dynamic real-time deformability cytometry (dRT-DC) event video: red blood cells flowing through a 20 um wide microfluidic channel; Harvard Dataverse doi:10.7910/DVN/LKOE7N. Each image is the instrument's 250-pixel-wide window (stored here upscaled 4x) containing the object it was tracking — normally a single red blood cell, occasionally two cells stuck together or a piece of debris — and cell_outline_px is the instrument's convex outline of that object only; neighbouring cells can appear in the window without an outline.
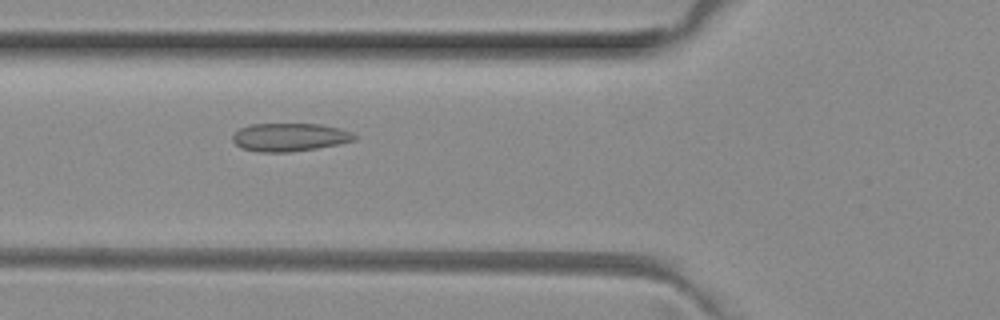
{"species": "common noctule bat (a hibernating species)", "species_latin": "Nyctalus noctula", "temperature_condition": "room temperature", "stored_images_in_passage": 3, "camera_frame_rate_fps": 3000, "um_per_image_px": 0.085, "animal": {"sex": "female", "body_mass_g": 29.2, "forearm_length_mm": 56.3}, "frame": {"image": 1, "passage_image": 3, "time_ms": 0.667, "image_size_px": [1000, 320], "cell_outline_px": [[360, 136], [356, 140], [316, 148], [288, 152], [256, 152], [240, 148], [232, 140], [232, 136], [240, 128], [248, 124], [320, 124], [340, 128], [352, 132]], "centroid_in_image_um": [24.62, 11.66], "position_along_channel_um": 101.2, "area_um2": 20.11}}